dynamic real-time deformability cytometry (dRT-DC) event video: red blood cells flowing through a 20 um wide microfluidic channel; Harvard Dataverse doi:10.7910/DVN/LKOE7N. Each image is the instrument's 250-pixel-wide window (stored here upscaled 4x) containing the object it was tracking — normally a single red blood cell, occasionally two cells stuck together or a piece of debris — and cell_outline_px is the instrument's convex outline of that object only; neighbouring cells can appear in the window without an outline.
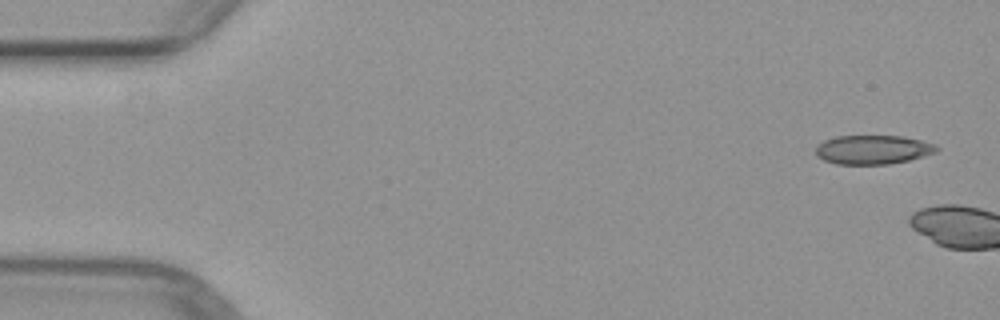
{"species": "common noctule bat (a hibernating species)", "species_latin": "Nyctalus noctula", "temperature_condition": "warm", "stored_images_in_passage": 2, "camera_frame_rate_fps": 3000, "um_per_image_px": 0.085, "animal": {"sex": "female", "body_mass_g": 29.2, "forearm_length_mm": 56.3}, "frame": {"image": 1, "passage_image": 1, "time_ms": 0.0, "image_size_px": [1000, 320], "cell_outline_px": [[940, 148], [936, 152], [908, 160], [888, 164], [836, 164], [824, 160], [816, 156], [816, 144], [824, 140], [836, 136], [904, 136], [936, 144]], "centroid_in_image_um": [74.18, 12.71], "position_along_channel_um": 10.8, "area_um2": 20.52}}